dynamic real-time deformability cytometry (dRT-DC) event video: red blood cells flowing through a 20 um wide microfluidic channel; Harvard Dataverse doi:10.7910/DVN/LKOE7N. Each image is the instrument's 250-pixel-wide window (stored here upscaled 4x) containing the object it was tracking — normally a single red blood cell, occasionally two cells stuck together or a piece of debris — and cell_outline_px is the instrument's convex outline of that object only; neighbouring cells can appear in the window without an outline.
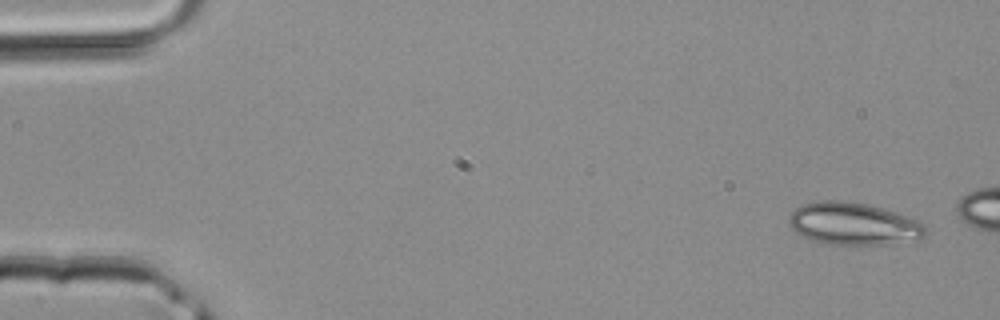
{"species": "common noctule bat (a hibernating species)", "species_latin": "Nyctalus noctula", "temperature_condition": "room temperature", "stored_images_in_passage": 2, "segment_of_instrument_passage": [2, 2], "camera_frame_rate_fps": 3000, "um_per_image_px": 0.085, "animal": {"sex": "male", "body_mass_g": 20.4}, "frame": {"image": 1, "passage_image": 2, "time_ms": 0.333, "image_size_px": [1000, 320], "cell_outline_px": [[924, 236], [884, 244], [824, 244], [812, 240], [796, 232], [788, 224], [788, 216], [800, 204], [824, 200], [844, 200], [868, 204], [908, 216], [920, 220], [924, 224]], "centroid_in_image_um": [72.47, 18.99], "position_along_channel_um": 12.5, "area_um2": 33.41}}